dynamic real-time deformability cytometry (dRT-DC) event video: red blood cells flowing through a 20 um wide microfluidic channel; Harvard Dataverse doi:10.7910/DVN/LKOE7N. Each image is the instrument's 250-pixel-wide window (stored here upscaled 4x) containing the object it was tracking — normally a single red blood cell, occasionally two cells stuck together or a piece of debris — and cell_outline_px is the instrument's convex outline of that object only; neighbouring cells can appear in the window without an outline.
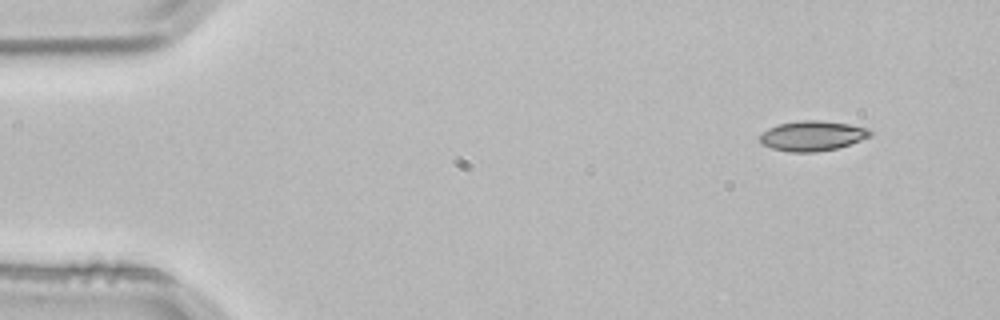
{"species": "common noctule bat (a hibernating species)", "species_latin": "Nyctalus noctula", "temperature_condition": "room temperature", "stored_images_in_passage": 3, "camera_frame_rate_fps": 3000, "um_per_image_px": 0.085, "animal": {"sex": "male", "body_mass_g": 21.5, "forearm_length_mm": 52.0}, "frame": {"image": 1, "passage_image": 1, "time_ms": 0.0, "image_size_px": [1000, 320], "cell_outline_px": [[872, 136], [836, 148], [816, 152], [788, 152], [772, 148], [760, 144], [760, 136], [768, 128], [776, 124], [800, 120], [820, 120], [848, 124], [868, 128], [872, 132]], "centroid_in_image_um": [69.03, 11.54], "position_along_channel_um": 16.0, "area_um2": 19.31}}
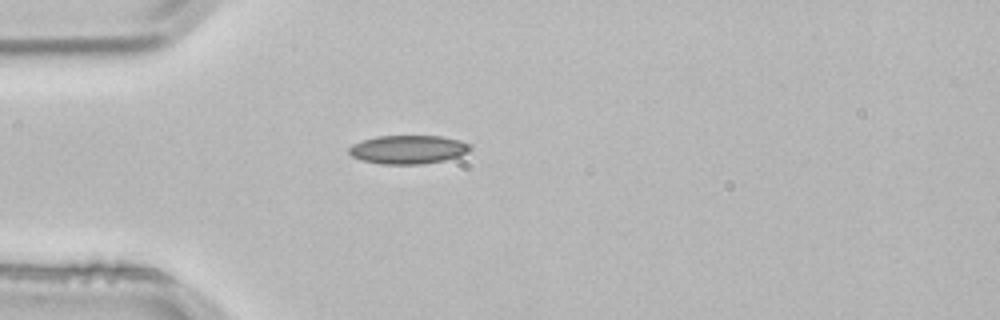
{"frame": {"image": 2, "passage_image": 3, "time_ms": 0.667, "image_size_px": [1000, 320], "cell_outline_px": [[472, 148], [468, 152], [460, 156], [444, 160], [420, 164], [380, 164], [360, 160], [352, 156], [348, 152], [348, 148], [352, 144], [376, 136], [440, 136], [460, 140], [472, 144]], "centroid_in_image_um": [34.7, 12.71], "position_along_channel_um": 50.3, "area_um2": 20.35}}